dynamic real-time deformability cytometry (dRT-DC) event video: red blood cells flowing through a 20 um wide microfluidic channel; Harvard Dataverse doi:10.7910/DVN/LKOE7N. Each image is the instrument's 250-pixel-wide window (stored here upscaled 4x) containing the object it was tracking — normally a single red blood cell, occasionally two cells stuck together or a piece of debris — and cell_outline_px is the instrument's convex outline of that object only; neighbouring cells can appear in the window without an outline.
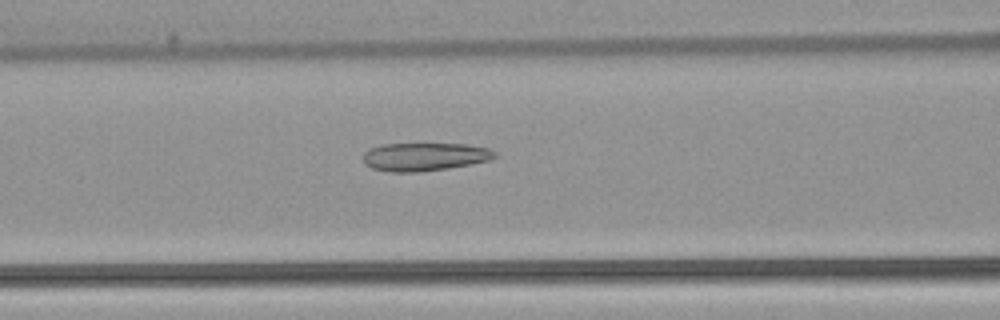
{"species": "common noctule bat (a hibernating species)", "species_latin": "Nyctalus noctula", "temperature_condition": "warm", "stored_images_in_passage": 42, "camera_frame_rate_fps": 3000, "um_per_image_px": 0.085, "animal": {"sex": "female", "body_mass_g": 22.7, "forearm_length_mm": 54.2}, "frame": {"image": 1, "passage_image": 11, "time_ms": 3.333, "image_size_px": [1000, 320], "cell_outline_px": [[496, 156], [488, 160], [448, 168], [420, 172], [388, 172], [372, 168], [364, 164], [364, 152], [368, 148], [384, 144], [468, 144], [488, 148], [496, 152]], "centroid_in_image_um": [36.05, 13.32], "position_along_channel_um": 130.6, "area_um2": 21.56}}
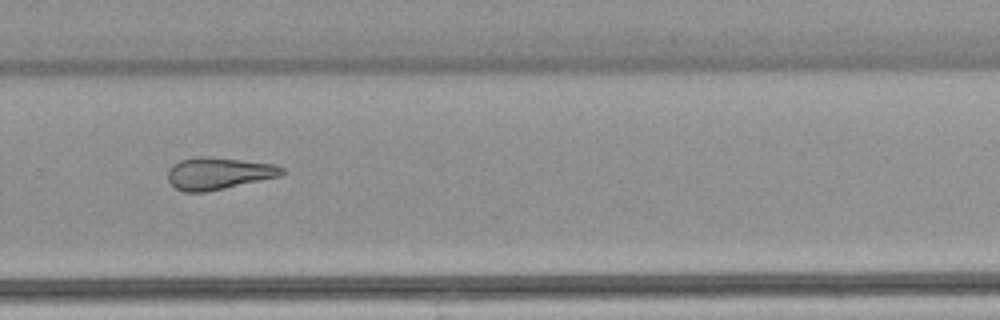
{"frame": {"image": 2, "passage_image": 25, "time_ms": 8.0, "image_size_px": [1000, 320], "cell_outline_px": [[288, 172], [280, 176], [224, 188], [204, 192], [184, 192], [176, 188], [168, 180], [168, 172], [172, 164], [180, 160], [196, 156], [204, 156], [276, 164], [284, 168]], "centroid_in_image_um": [18.59, 14.73], "position_along_channel_um": 311.2, "area_um2": 21.27}}
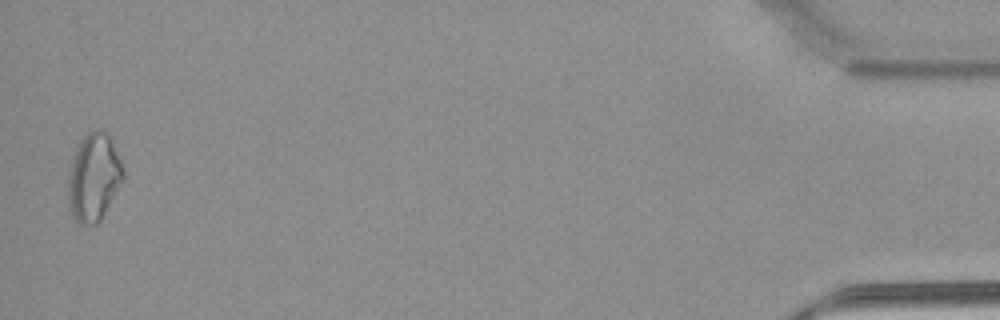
{"frame": {"image": 3, "passage_image": 41, "time_ms": 13.333, "image_size_px": [1000, 320], "cell_outline_px": [[124, 176], [100, 220], [96, 224], [80, 224], [72, 216], [68, 208], [68, 176], [72, 160], [80, 140], [92, 128], [100, 128], [112, 136], [124, 172]], "centroid_in_image_um": [7.96, 15.02], "position_along_channel_um": 427.2, "area_um2": 28.15}, "authors_computed_cell_mechanics": {"area_um2": 22.4842, "velocity_mm_per_s": 3.8845, "shape_relaxation_time_tau1_ms": null, "shape_relaxation_time_tau2_ms": 4.4068, "deformation_change_tau1": null, "deformation_change_tau2": 0.1253}}